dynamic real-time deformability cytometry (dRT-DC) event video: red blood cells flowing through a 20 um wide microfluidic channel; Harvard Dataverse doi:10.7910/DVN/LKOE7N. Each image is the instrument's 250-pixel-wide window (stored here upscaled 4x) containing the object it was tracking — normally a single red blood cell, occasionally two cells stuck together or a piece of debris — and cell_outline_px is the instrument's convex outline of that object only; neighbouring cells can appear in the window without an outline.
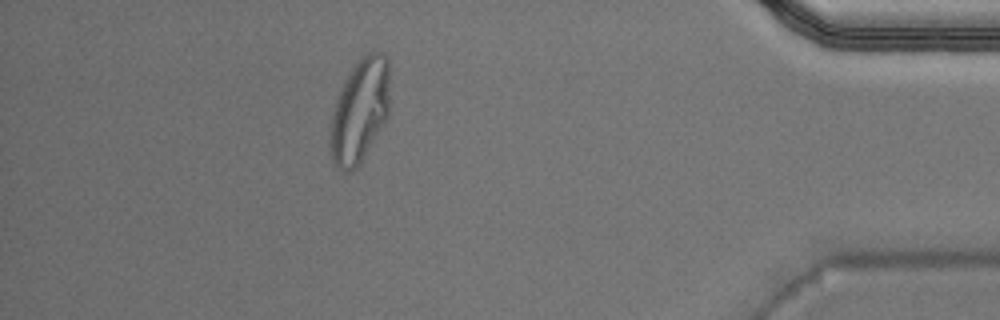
{"species": "Egyptian fruit bat (a non-hibernating species)", "species_latin": "Rousettus aegyptiacus", "temperature_condition": "warm", "stored_images_in_passage": 38, "camera_frame_rate_fps": 3000, "um_per_image_px": 0.085, "animal": {"sex": "male"}, "frame": {"image": 1, "passage_image": 33, "time_ms": 10.667, "image_size_px": [1000, 320], "cell_outline_px": [[388, 116], [360, 164], [352, 172], [344, 172], [336, 168], [332, 160], [332, 112], [340, 88], [352, 68], [364, 52], [372, 48], [380, 52], [388, 60]], "centroid_in_image_um": [30.59, 9.38], "position_along_channel_um": 404.6, "area_um2": 35.78}, "authors_computed_cell_mechanics": {"area_um2": 24.0737, "velocity_mm_per_s": 4.014, "shape_relaxation_time_tau1_ms": 5.6206, "shape_relaxation_time_tau2_ms": null, "deformation_change_tau1": 0.2207, "deformation_change_tau2": null}}